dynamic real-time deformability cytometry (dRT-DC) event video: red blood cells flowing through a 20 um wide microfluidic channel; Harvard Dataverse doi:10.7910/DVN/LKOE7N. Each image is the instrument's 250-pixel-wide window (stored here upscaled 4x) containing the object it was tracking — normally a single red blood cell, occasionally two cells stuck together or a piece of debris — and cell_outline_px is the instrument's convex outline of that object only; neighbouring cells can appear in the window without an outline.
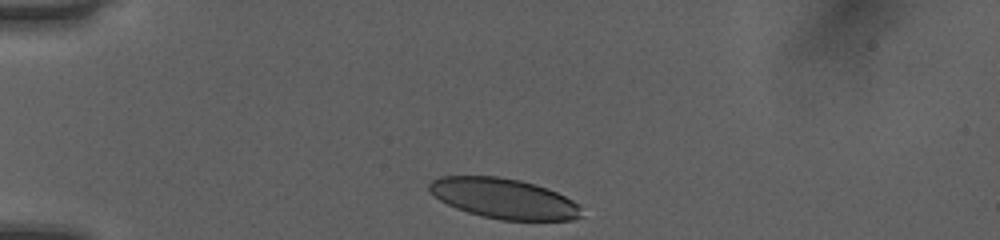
{"species": "human", "species_latin": "Homo sapiens", "temperature_condition": "room temperature", "stored_images_in_passage": 32, "camera_frame_rate_fps": 3000, "um_per_image_px": 0.085, "donor": {"sex": "female"}, "frame": {"image": 1, "passage_image": 1, "time_ms": 0.0, "image_size_px": [1000, 240], "cell_outline_px": [[584, 216], [572, 220], [500, 220], [480, 216], [456, 208], [440, 200], [428, 188], [428, 184], [432, 180], [440, 176], [496, 176], [520, 180], [536, 184], [556, 192], [580, 204]], "centroid_in_image_um": [42.86, 16.88], "position_along_channel_um": 42.1, "area_um2": 35.78}}
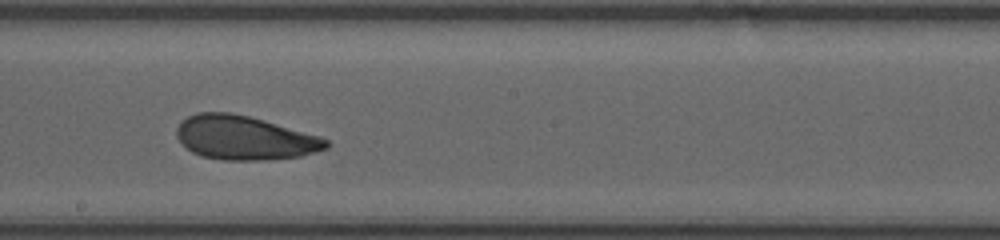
{"frame": {"image": 2, "passage_image": 18, "time_ms": 5.667, "image_size_px": [1000, 240], "cell_outline_px": [[328, 148], [300, 156], [264, 160], [224, 160], [200, 156], [192, 152], [176, 136], [176, 128], [188, 116], [196, 112], [232, 112], [264, 120], [320, 136], [328, 140]], "centroid_in_image_um": [20.77, 11.71], "position_along_channel_um": 227.4, "area_um2": 38.15}}
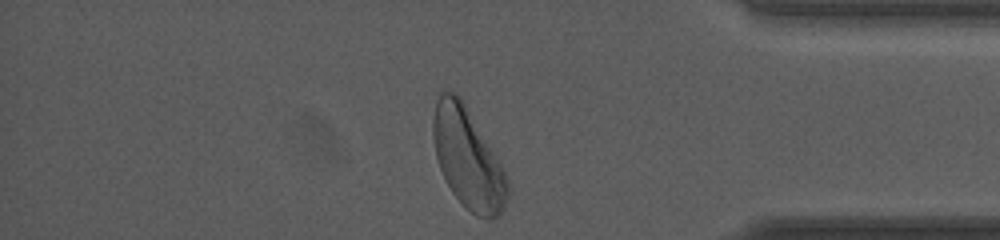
{"frame": {"image": 3, "passage_image": 32, "time_ms": 10.333, "image_size_px": [1000, 240], "cell_outline_px": [[512, 188], [504, 208], [492, 220], [488, 220], [476, 216], [452, 192], [440, 168], [436, 156], [432, 136], [432, 120], [436, 100], [440, 92], [456, 92], [460, 96], [500, 160], [504, 168]], "centroid_in_image_um": [39.8, 13.46], "position_along_channel_um": 395.4, "area_um2": 43.81}, "authors_computed_cell_mechanics": {"area_um2": 38.2058, "velocity_mm_per_s": 4.0193, "shape_relaxation_time_tau1_ms": 3.2108, "shape_relaxation_time_tau2_ms": 1.2693, "deformation_change_tau1": 0.1312, "deformation_change_tau2": 0.0739}}